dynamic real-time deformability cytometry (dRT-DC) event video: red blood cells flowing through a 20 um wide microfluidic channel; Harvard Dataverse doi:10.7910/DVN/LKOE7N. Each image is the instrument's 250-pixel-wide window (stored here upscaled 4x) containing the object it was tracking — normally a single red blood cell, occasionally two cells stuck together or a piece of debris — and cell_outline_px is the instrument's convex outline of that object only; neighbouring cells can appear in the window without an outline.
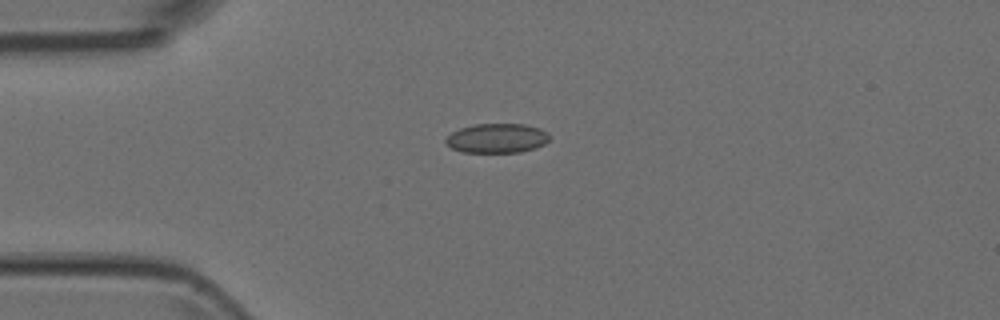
{"species": "Egyptian fruit bat (a non-hibernating species)", "species_latin": "Rousettus aegyptiacus", "temperature_condition": "room temperature", "stored_images_in_passage": 5, "camera_frame_rate_fps": 3000, "um_per_image_px": 0.085, "animal": {"sex": "female"}, "frame": {"image": 1, "passage_image": 3, "time_ms": 0.667, "image_size_px": [1000, 320], "cell_outline_px": [[552, 136], [544, 144], [536, 148], [520, 152], [464, 152], [452, 148], [444, 140], [452, 132], [460, 128], [476, 124], [524, 124], [540, 128], [548, 132]], "centroid_in_image_um": [42.29, 11.74], "position_along_channel_um": 42.7, "area_um2": 17.8}}
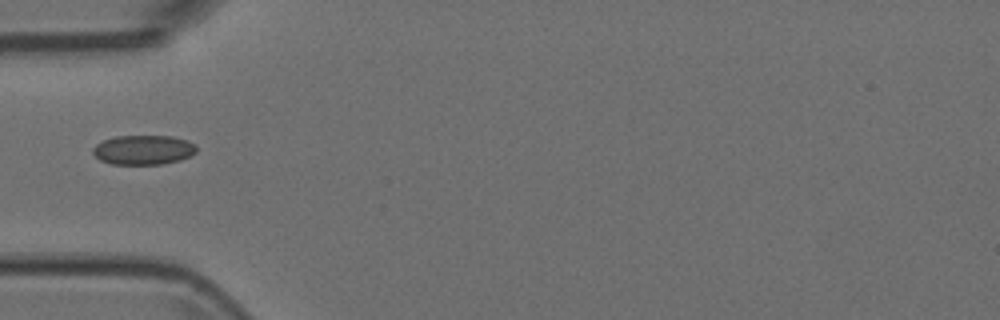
{"frame": {"image": 2, "passage_image": 4, "time_ms": 1.0, "image_size_px": [1000, 320], "cell_outline_px": [[196, 152], [180, 160], [160, 164], [112, 164], [100, 160], [92, 152], [92, 148], [96, 144], [104, 140], [116, 136], [172, 136], [188, 140], [196, 144]], "centroid_in_image_um": [12.19, 12.73], "position_along_channel_um": 72.8, "area_um2": 17.8}}
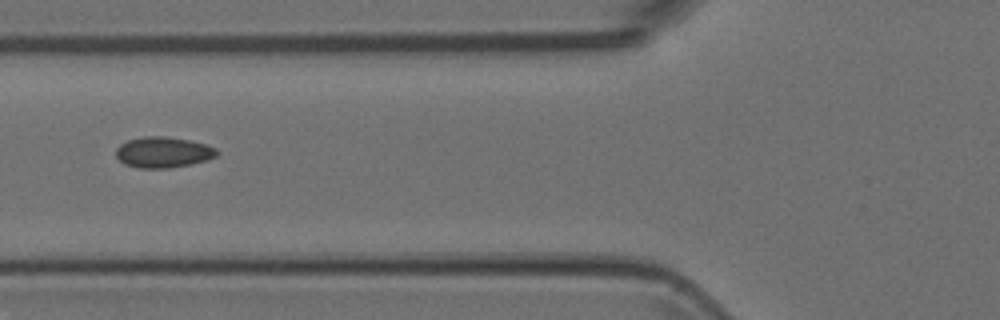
{"frame": {"image": 3, "passage_image": 5, "time_ms": 1.333, "image_size_px": [1000, 320], "cell_outline_px": [[220, 152], [216, 156], [204, 160], [188, 164], [168, 168], [140, 168], [124, 164], [116, 156], [116, 148], [120, 144], [128, 140], [144, 136], [164, 136], [188, 140], [208, 144], [216, 148]], "centroid_in_image_um": [13.86, 12.93], "position_along_channel_um": 111.9, "area_um2": 18.03}}